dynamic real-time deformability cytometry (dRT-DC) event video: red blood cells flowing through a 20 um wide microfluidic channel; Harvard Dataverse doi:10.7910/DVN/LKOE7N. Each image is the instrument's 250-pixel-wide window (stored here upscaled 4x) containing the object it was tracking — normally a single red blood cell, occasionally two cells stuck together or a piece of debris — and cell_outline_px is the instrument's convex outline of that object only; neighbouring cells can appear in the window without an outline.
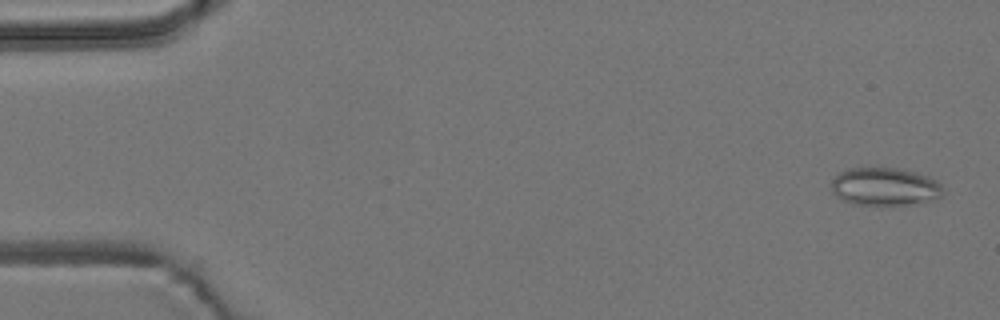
{"species": "common noctule bat (a hibernating species)", "species_latin": "Nyctalus noctula", "temperature_condition": "room temperature", "stored_images_in_passage": 55, "camera_frame_rate_fps": 3000, "um_per_image_px": 0.085, "animal": {"sex": "male", "body_mass_g": 19.2, "forearm_length_mm": 51.8}, "frame": {"image": 1, "passage_image": 2, "time_ms": 0.333, "image_size_px": [1000, 320], "cell_outline_px": [[944, 192], [940, 196], [916, 204], [880, 208], [856, 204], [844, 200], [836, 196], [832, 192], [832, 180], [836, 172], [848, 168], [904, 168], [928, 176], [936, 180], [940, 184]], "centroid_in_image_um": [75.18, 15.89], "position_along_channel_um": 9.8, "area_um2": 25.55}}
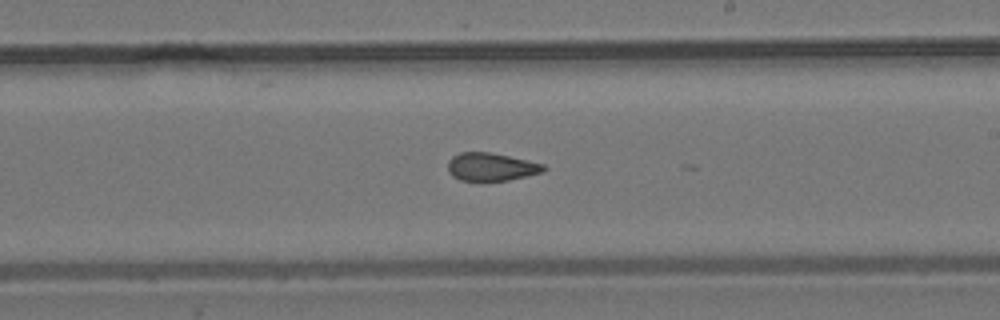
{"frame": {"image": 2, "passage_image": 32, "time_ms": 10.333, "image_size_px": [1000, 320], "cell_outline_px": [[548, 168], [544, 172], [508, 180], [460, 180], [452, 176], [448, 172], [448, 160], [452, 156], [460, 152], [488, 152], [508, 156], [544, 164]], "centroid_in_image_um": [41.74, 14.18], "position_along_channel_um": 247.3, "area_um2": 15.55}}
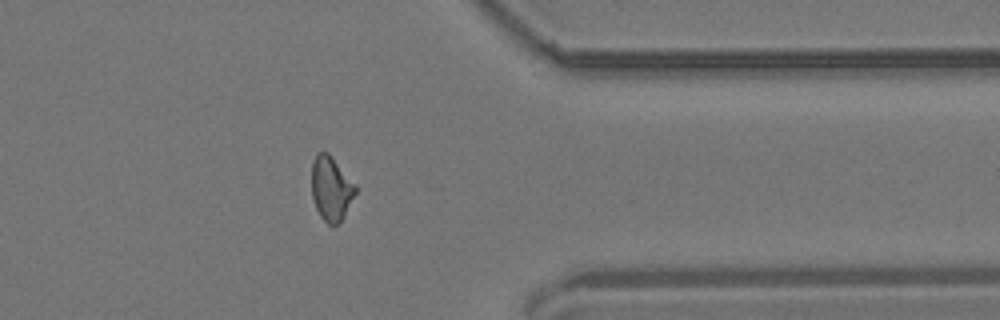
{"frame": {"image": 3, "passage_image": 44, "time_ms": 14.333, "image_size_px": [1000, 320], "cell_outline_px": [[356, 192], [344, 216], [336, 224], [328, 224], [320, 216], [316, 208], [312, 196], [312, 160], [316, 152], [328, 152], [332, 156], [356, 184]], "centroid_in_image_um": [28.14, 15.98], "position_along_channel_um": 383.3, "area_um2": 16.42}, "authors_computed_cell_mechanics": {"area_um2": 16.6464, "velocity_mm_per_s": 3.724, "shape_relaxation_time_tau1_ms": null, "shape_relaxation_time_tau2_ms": 1.7117, "deformation_change_tau1": null, "deformation_change_tau2": 0.0761}}